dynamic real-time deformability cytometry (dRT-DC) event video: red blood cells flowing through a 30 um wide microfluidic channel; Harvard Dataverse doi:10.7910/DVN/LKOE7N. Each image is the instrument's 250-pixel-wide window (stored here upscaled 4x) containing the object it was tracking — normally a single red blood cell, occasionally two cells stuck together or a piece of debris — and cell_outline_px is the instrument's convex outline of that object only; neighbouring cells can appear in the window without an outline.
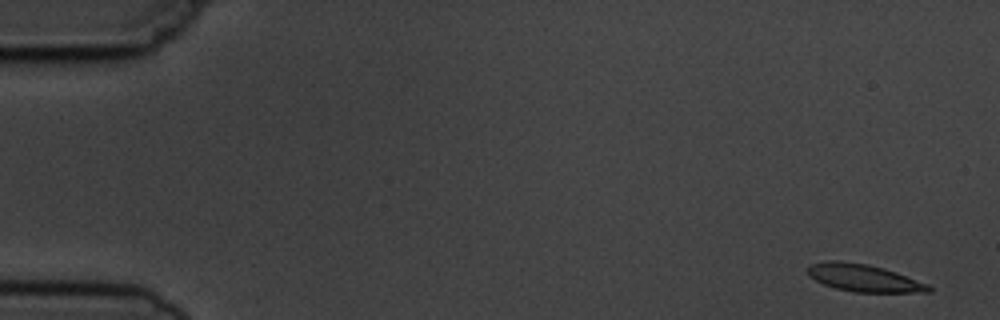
{"species": "common noctule bat (a hibernating species)", "species_latin": "Nyctalus noctula", "temperature_condition": "cold", "stored_images_in_passage": 9, "camera_frame_rate_fps": 3000, "um_per_image_px": 0.085, "animal": {"sex": "male", "body_mass_g": 19.5, "forearm_length_mm": 54.6}, "frame": {"image": 1, "passage_image": 1, "time_ms": 0.0, "image_size_px": [1000, 320], "cell_outline_px": [[932, 292], [852, 292], [836, 288], [824, 284], [808, 276], [808, 268], [812, 264], [828, 260], [836, 260], [868, 264], [884, 268], [896, 272], [928, 284], [932, 288]], "centroid_in_image_um": [73.43, 23.62], "position_along_channel_um": 11.6, "area_um2": 19.19}}
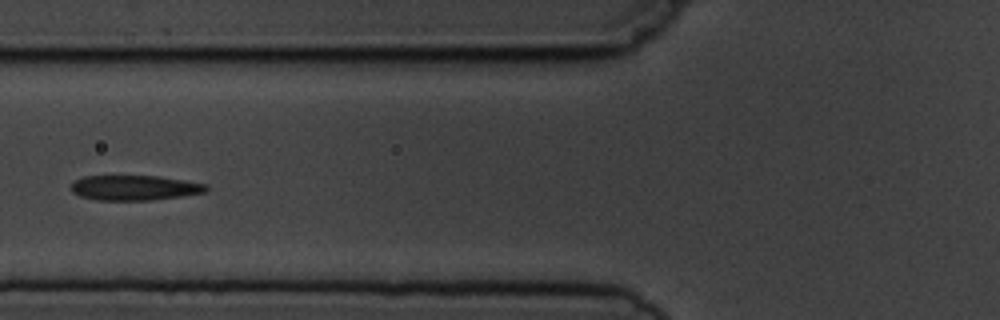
{"frame": {"image": 2, "passage_image": 6, "time_ms": 6.333, "image_size_px": [1000, 320], "cell_outline_px": [[208, 188], [204, 192], [180, 196], [152, 200], [96, 200], [80, 196], [72, 192], [72, 184], [76, 180], [84, 176], [156, 176], [184, 180], [208, 184]], "centroid_in_image_um": [11.43, 15.96], "position_along_channel_um": 114.4, "area_um2": 19.54}}
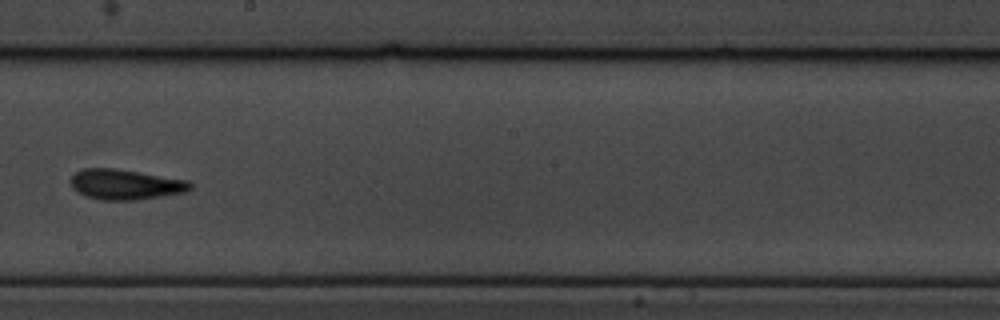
{"frame": {"image": 3, "passage_image": 9, "time_ms": 9.667, "image_size_px": [1000, 320], "cell_outline_px": [[192, 188], [188, 192], [132, 200], [100, 200], [84, 196], [76, 192], [72, 188], [68, 180], [76, 172], [84, 168], [112, 168], [188, 180], [192, 184]], "centroid_in_image_um": [10.61, 15.68], "position_along_channel_um": 237.6, "area_um2": 21.15}}